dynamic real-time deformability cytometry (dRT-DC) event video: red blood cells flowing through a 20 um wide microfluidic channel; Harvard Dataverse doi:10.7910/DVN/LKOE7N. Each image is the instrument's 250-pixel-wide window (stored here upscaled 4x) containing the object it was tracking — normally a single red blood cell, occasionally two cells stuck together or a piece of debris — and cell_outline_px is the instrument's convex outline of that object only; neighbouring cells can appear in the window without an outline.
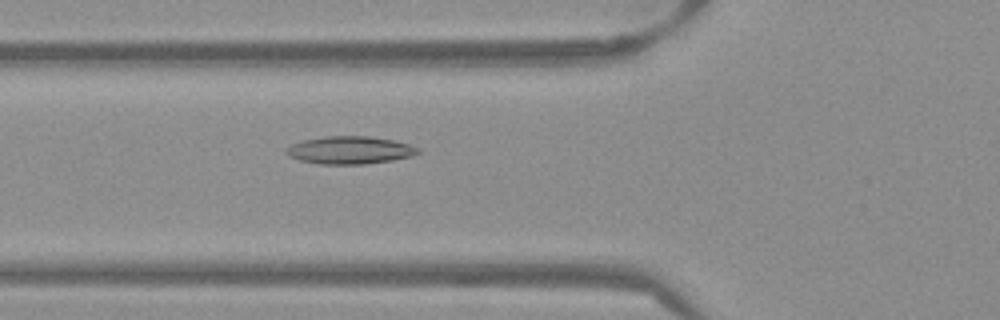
{"species": "Egyptian fruit bat (a non-hibernating species)", "species_latin": "Rousettus aegyptiacus", "temperature_condition": "warm", "stored_images_in_passage": 52, "camera_frame_rate_fps": 3000, "um_per_image_px": 0.085, "frame": {"image": 1, "passage_image": 19, "time_ms": 6.0, "image_size_px": [1000, 320], "cell_outline_px": [[420, 152], [412, 156], [392, 160], [364, 164], [320, 164], [300, 160], [288, 156], [284, 152], [284, 148], [300, 140], [324, 136], [368, 136], [392, 140], [408, 144], [420, 148]], "centroid_in_image_um": [29.69, 12.76], "position_along_channel_um": 96.1, "area_um2": 21.39}}
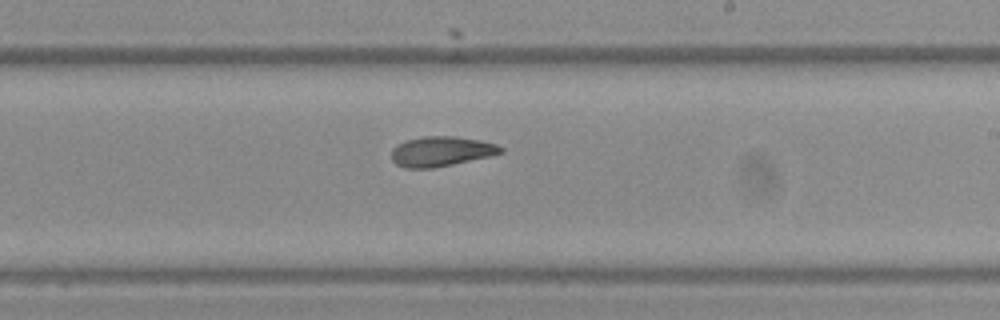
{"frame": {"image": 2, "passage_image": 31, "time_ms": 10.0, "image_size_px": [1000, 320], "cell_outline_px": [[504, 152], [488, 156], [452, 164], [432, 168], [404, 168], [396, 164], [392, 160], [392, 148], [396, 144], [404, 140], [424, 136], [456, 136], [480, 140], [496, 144], [504, 148]], "centroid_in_image_um": [37.46, 12.85], "position_along_channel_um": 251.5, "area_um2": 19.07}}
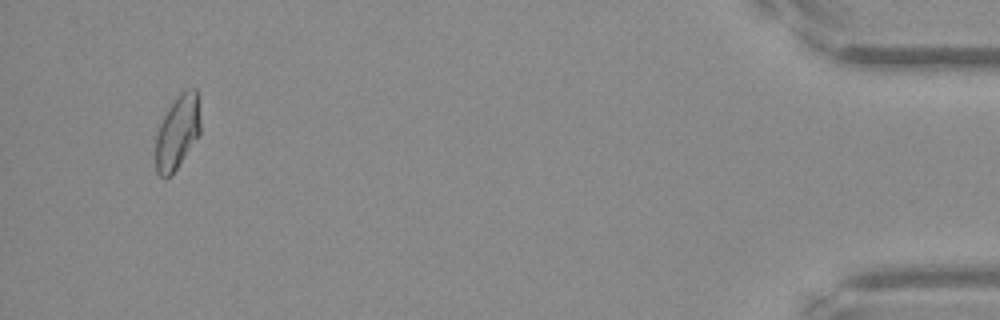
{"frame": {"image": 3, "passage_image": 50, "time_ms": 16.333, "image_size_px": [1000, 320], "cell_outline_px": [[200, 136], [172, 176], [164, 180], [156, 172], [156, 136], [160, 124], [168, 108], [180, 92], [188, 88], [196, 88], [200, 120]], "centroid_in_image_um": [15.09, 11.29], "position_along_channel_um": 420.1, "area_um2": 19.59}, "authors_computed_cell_mechanics": {"area_um2": 19.7676, "velocity_mm_per_s": 3.8717, "shape_relaxation_time_tau1_ms": null, "shape_relaxation_time_tau2_ms": 3.1983, "deformation_change_tau1": null, "deformation_change_tau2": 0.0922}}